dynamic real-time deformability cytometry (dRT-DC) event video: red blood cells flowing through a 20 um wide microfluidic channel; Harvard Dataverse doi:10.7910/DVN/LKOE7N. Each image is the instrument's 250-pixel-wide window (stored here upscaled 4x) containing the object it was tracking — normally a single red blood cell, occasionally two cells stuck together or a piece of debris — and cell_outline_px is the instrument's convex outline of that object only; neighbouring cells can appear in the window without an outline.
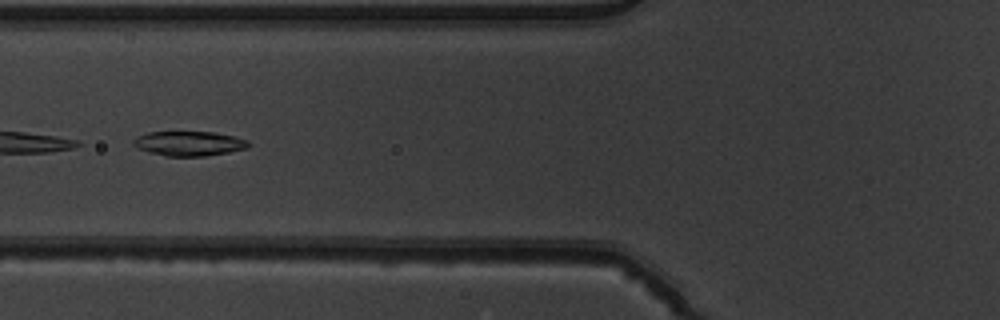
{"species": "common noctule bat (a hibernating species)", "species_latin": "Nyctalus noctula", "temperature_condition": "warm", "stored_images_in_passage": 7, "camera_frame_rate_fps": 3000, "um_per_image_px": 0.085, "animal": {"sex": "male", "body_mass_g": 19.5, "forearm_length_mm": 54.6}, "frame": {"image": 1, "passage_image": 5, "time_ms": 1.333, "image_size_px": [1000, 320], "cell_outline_px": [[248, 148], [228, 152], [204, 156], [164, 156], [148, 152], [136, 148], [132, 144], [132, 140], [136, 136], [148, 132], [212, 132], [236, 136], [248, 140]], "centroid_in_image_um": [16.02, 12.2], "position_along_channel_um": 109.8, "area_um2": 16.65}}